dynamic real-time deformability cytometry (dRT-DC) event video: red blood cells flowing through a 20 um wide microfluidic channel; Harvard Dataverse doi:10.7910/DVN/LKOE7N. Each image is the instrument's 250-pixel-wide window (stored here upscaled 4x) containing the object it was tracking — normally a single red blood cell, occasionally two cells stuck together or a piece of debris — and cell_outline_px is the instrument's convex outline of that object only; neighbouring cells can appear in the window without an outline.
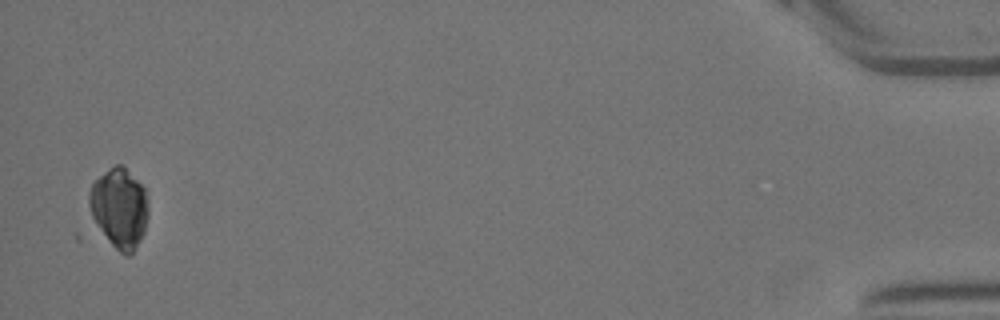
{"species": "Egyptian fruit bat (a non-hibernating species)", "species_latin": "Rousettus aegyptiacus", "temperature_condition": "warm", "stored_images_in_passage": 41, "camera_frame_rate_fps": 3000, "um_per_image_px": 0.085, "animal": {"sex": "female"}, "frame": {"image": 1, "passage_image": 40, "time_ms": 13.0, "image_size_px": [1000, 320], "cell_outline_px": [[148, 216], [144, 232], [136, 248], [128, 256], [120, 252], [108, 240], [92, 216], [88, 204], [88, 192], [92, 184], [104, 172], [116, 164], [120, 164], [144, 188], [148, 208]], "centroid_in_image_um": [10.14, 17.69], "position_along_channel_um": 425.1, "area_um2": 26.93}, "authors_computed_cell_mechanics": {"area_um2": 26.7036, "velocity_mm_per_s": 3.4719, "shape_relaxation_time_tau1_ms": 3.4203, "shape_relaxation_time_tau2_ms": null, "deformation_change_tau1": 0.4577, "deformation_change_tau2": null}}